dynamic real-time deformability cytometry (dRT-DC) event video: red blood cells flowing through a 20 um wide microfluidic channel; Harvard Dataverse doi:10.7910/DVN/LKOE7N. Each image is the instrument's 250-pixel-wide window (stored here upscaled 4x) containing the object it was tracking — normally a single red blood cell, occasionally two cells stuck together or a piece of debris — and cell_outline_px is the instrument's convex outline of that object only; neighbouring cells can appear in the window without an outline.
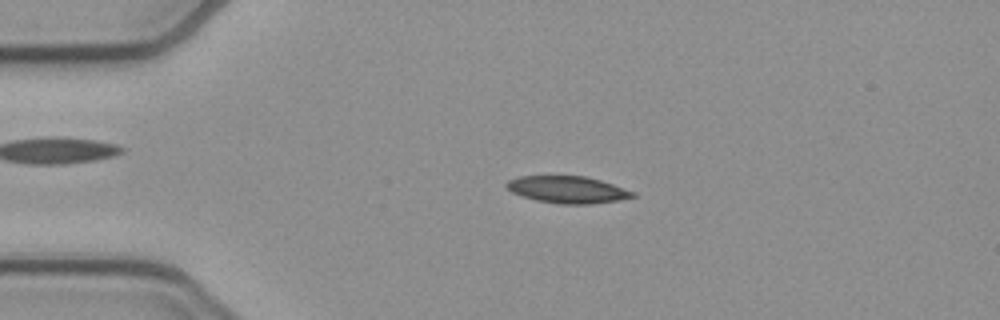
{"species": "common noctule bat (a hibernating species)", "species_latin": "Nyctalus noctula", "temperature_condition": "cold", "stored_images_in_passage": 52, "camera_frame_rate_fps": 3000, "um_per_image_px": 0.085, "animal": {"sex": "female", "body_mass_g": 21.9}, "frame": {"image": 1, "passage_image": 11, "time_ms": 3.333, "image_size_px": [1000, 320], "cell_outline_px": [[636, 196], [616, 200], [592, 204], [560, 204], [536, 200], [512, 192], [504, 184], [508, 180], [520, 176], [584, 176], [600, 180], [636, 192]], "centroid_in_image_um": [48.24, 16.11], "position_along_channel_um": 36.8, "area_um2": 19.65}}
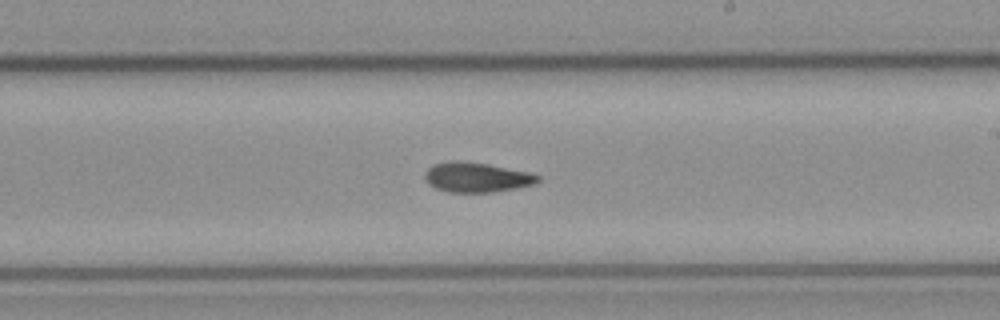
{"frame": {"image": 2, "passage_image": 30, "time_ms": 9.667, "image_size_px": [1000, 320], "cell_outline_px": [[540, 180], [536, 184], [516, 188], [492, 192], [448, 192], [436, 188], [428, 184], [424, 180], [424, 172], [432, 164], [448, 160], [456, 160], [488, 164], [528, 172], [540, 176]], "centroid_in_image_um": [40.47, 15.06], "position_along_channel_um": 248.5, "area_um2": 19.83}}
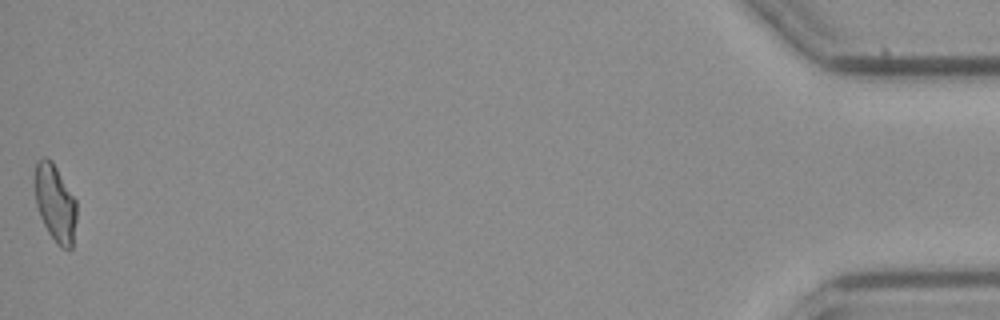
{"frame": {"image": 3, "passage_image": 52, "time_ms": 17.0, "image_size_px": [1000, 320], "cell_outline_px": [[76, 220], [72, 248], [60, 248], [56, 244], [48, 232], [40, 216], [36, 204], [36, 160], [44, 156], [52, 160], [76, 200]], "centroid_in_image_um": [4.7, 17.28], "position_along_channel_um": 430.5, "area_um2": 18.67}, "authors_computed_cell_mechanics": {"area_um2": 19.5653, "velocity_mm_per_s": 3.8883, "shape_relaxation_time_tau1_ms": null, "shape_relaxation_time_tau2_ms": 9.1788, "deformation_change_tau1": null, "deformation_change_tau2": 0.1736}}